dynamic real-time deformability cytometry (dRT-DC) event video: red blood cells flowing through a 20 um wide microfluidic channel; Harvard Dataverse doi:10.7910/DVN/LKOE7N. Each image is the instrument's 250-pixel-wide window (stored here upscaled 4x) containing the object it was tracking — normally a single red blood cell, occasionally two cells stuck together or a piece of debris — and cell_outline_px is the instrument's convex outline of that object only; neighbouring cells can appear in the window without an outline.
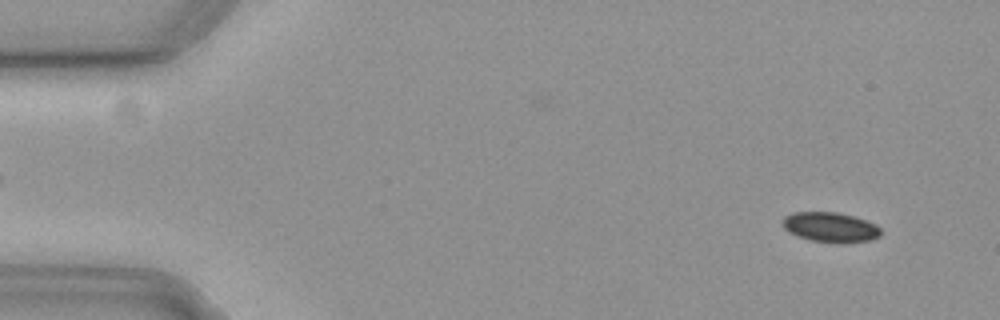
{"species": "common noctule bat (a hibernating species)", "species_latin": "Nyctalus noctula", "temperature_condition": "cold", "stored_images_in_passage": 57, "camera_frame_rate_fps": 3000, "um_per_image_px": 0.085, "animal": {"sex": "female", "body_mass_g": 19.3, "forearm_length_mm": 54.1}, "frame": {"image": 1, "passage_image": 4, "time_ms": 1.0, "image_size_px": [1000, 320], "cell_outline_px": [[880, 236], [868, 240], [844, 244], [812, 240], [788, 232], [784, 228], [784, 216], [792, 212], [836, 212], [852, 216], [876, 224], [880, 228]], "centroid_in_image_um": [70.59, 19.31], "position_along_channel_um": 14.4, "area_um2": 16.94}}
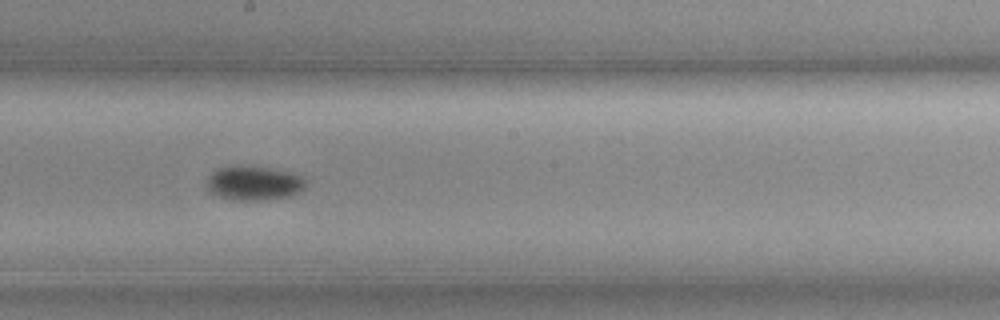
{"frame": {"image": 2, "passage_image": 31, "time_ms": 10.0, "image_size_px": [1000, 320], "cell_outline_px": [[304, 188], [288, 196], [260, 200], [232, 200], [216, 196], [208, 188], [208, 176], [212, 172], [220, 168], [240, 164], [268, 168], [288, 172], [300, 176], [304, 180]], "centroid_in_image_um": [21.52, 15.55], "position_along_channel_um": 226.7, "area_um2": 19.48}}
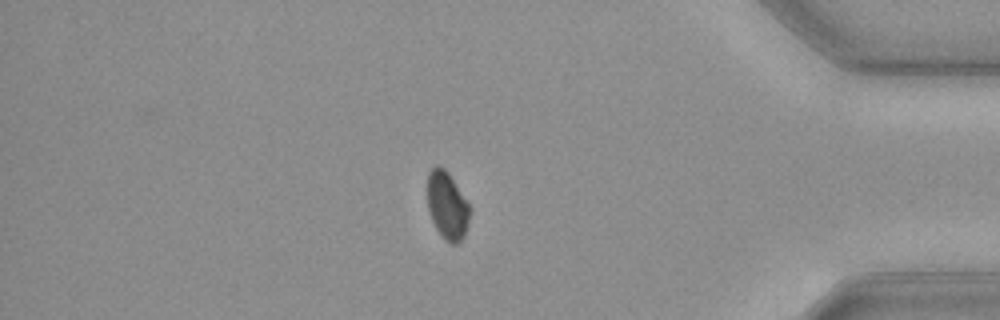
{"frame": {"image": 3, "passage_image": 48, "time_ms": 15.667, "image_size_px": [1000, 320], "cell_outline_px": [[472, 208], [468, 224], [464, 236], [456, 244], [452, 244], [444, 240], [436, 228], [432, 220], [428, 208], [428, 172], [436, 164], [444, 168], [448, 172]], "centroid_in_image_um": [38.03, 17.47], "position_along_channel_um": 397.2, "area_um2": 16.82}}